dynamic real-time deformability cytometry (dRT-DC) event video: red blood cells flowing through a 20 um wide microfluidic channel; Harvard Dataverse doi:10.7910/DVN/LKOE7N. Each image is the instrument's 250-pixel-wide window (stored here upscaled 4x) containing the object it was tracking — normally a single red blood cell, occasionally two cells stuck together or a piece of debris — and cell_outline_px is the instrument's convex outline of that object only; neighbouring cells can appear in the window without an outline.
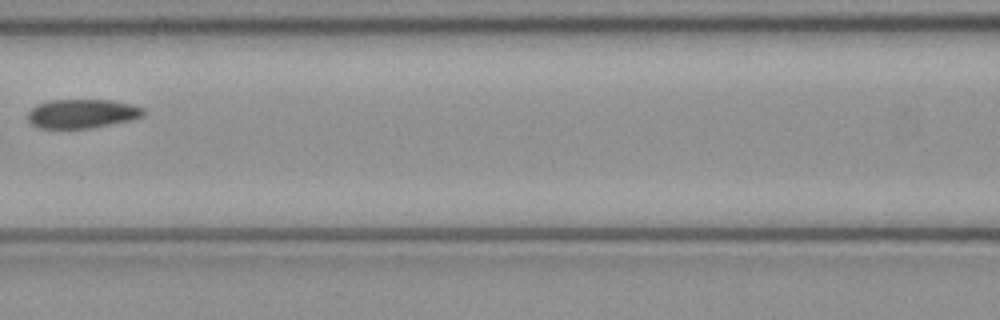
{"species": "common noctule bat (a hibernating species)", "species_latin": "Nyctalus noctula", "temperature_condition": "cold", "stored_images_in_passage": 4, "camera_frame_rate_fps": 3000, "um_per_image_px": 0.085, "animal": {"sex": "female", "body_mass_g": 21.9}, "frame": {"image": 1, "passage_image": 4, "time_ms": 1.0, "image_size_px": [1000, 320], "cell_outline_px": [[144, 116], [132, 120], [92, 128], [40, 128], [32, 124], [28, 120], [28, 112], [32, 108], [40, 104], [52, 100], [112, 100], [132, 104], [144, 108]], "centroid_in_image_um": [7.03, 9.66], "position_along_channel_um": 159.6, "area_um2": 19.54}}